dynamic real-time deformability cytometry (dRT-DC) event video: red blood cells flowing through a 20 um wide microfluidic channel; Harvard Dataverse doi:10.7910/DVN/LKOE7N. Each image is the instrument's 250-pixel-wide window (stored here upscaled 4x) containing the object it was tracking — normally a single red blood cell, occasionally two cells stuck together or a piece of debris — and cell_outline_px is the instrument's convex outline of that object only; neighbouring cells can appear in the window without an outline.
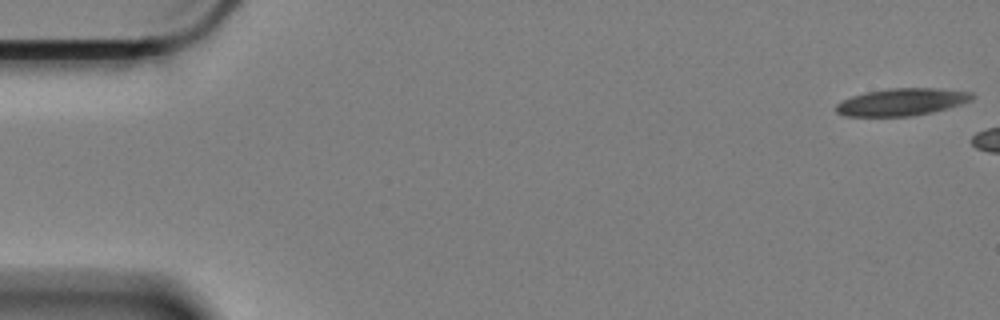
{"species": "Egyptian fruit bat (a non-hibernating species)", "species_latin": "Rousettus aegyptiacus", "temperature_condition": "cold", "stored_images_in_passage": 22, "camera_frame_rate_fps": 3000, "um_per_image_px": 0.085, "animal": {"sex": "female"}, "frame": {"image": 1, "passage_image": 1, "time_ms": 0.0, "image_size_px": [1000, 320], "cell_outline_px": [[976, 96], [972, 100], [948, 108], [932, 112], [912, 116], [844, 116], [836, 112], [836, 104], [852, 96], [864, 92], [888, 88], [936, 88], [972, 92]], "centroid_in_image_um": [76.66, 8.66], "position_along_channel_um": 8.3, "area_um2": 21.68}}
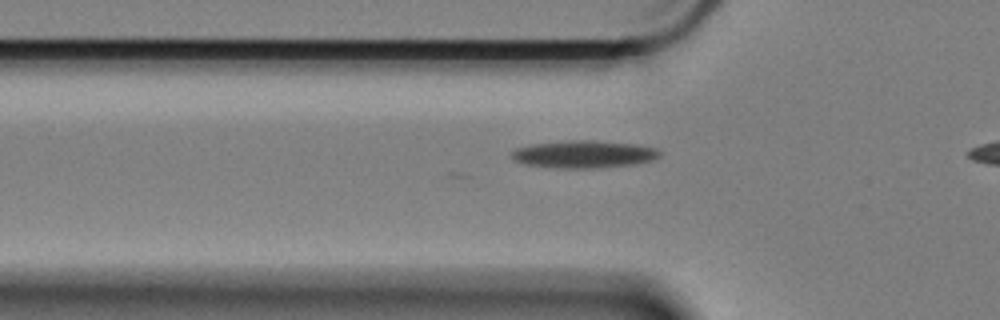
{"frame": {"image": 2, "passage_image": 19, "time_ms": 6.0, "image_size_px": [1000, 320], "cell_outline_px": [[664, 152], [660, 156], [652, 160], [632, 164], [596, 168], [556, 168], [524, 164], [516, 160], [512, 156], [512, 152], [516, 148], [532, 144], [568, 140], [596, 140], [636, 144], [656, 148]], "centroid_in_image_um": [49.67, 13.1], "position_along_channel_um": 76.1, "area_um2": 23.76}}